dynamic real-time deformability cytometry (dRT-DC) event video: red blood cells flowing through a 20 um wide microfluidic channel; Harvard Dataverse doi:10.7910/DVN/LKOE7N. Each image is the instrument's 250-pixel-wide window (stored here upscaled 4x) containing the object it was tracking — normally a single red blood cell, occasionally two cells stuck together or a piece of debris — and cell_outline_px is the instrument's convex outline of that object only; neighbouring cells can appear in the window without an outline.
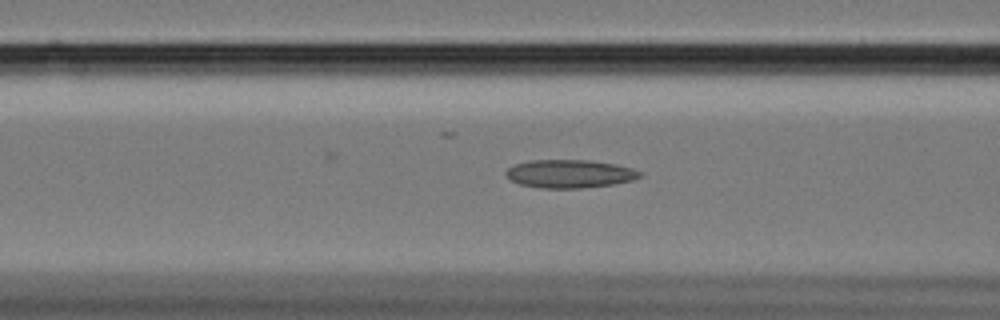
{"species": "Egyptian fruit bat (a non-hibernating species)", "species_latin": "Rousettus aegyptiacus", "temperature_condition": "cold", "stored_images_in_passage": 57, "camera_frame_rate_fps": 3000, "um_per_image_px": 0.085, "animal": {"sex": "female"}, "frame": {"image": 1, "passage_image": 22, "time_ms": 7.0, "image_size_px": [1000, 320], "cell_outline_px": [[644, 176], [632, 180], [612, 184], [580, 188], [540, 188], [520, 184], [512, 180], [504, 172], [508, 168], [516, 164], [532, 160], [588, 160], [616, 164], [632, 168], [644, 172]], "centroid_in_image_um": [48.47, 14.77], "position_along_channel_um": 118.1, "area_um2": 21.96}}
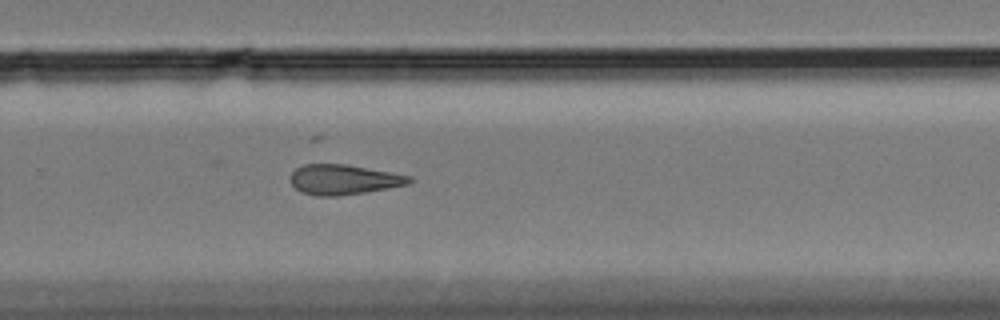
{"frame": {"image": 2, "passage_image": 38, "time_ms": 12.333, "image_size_px": [1000, 320], "cell_outline_px": [[412, 180], [408, 184], [388, 188], [364, 192], [336, 196], [316, 196], [300, 192], [292, 184], [288, 176], [296, 168], [304, 164], [344, 164], [388, 172], [408, 176]], "centroid_in_image_um": [29.12, 15.27], "position_along_channel_um": 300.7, "area_um2": 20.52}}
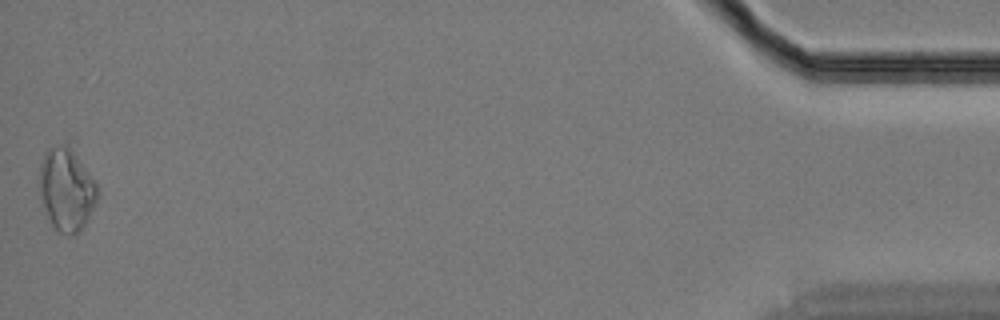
{"frame": {"image": 3, "passage_image": 57, "time_ms": 18.667, "image_size_px": [1000, 320], "cell_outline_px": [[96, 200], [80, 232], [72, 236], [68, 236], [56, 232], [52, 228], [40, 192], [40, 164], [44, 152], [48, 148], [64, 144], [68, 144], [96, 184]], "centroid_in_image_um": [5.61, 16.14], "position_along_channel_um": 429.6, "area_um2": 27.34}, "authors_computed_cell_mechanics": {"area_um2": 22.4842, "velocity_mm_per_s": 3.4302, "shape_relaxation_time_tau1_ms": null, "shape_relaxation_time_tau2_ms": 7.101, "deformation_change_tau1": null, "deformation_change_tau2": 0.1632}}